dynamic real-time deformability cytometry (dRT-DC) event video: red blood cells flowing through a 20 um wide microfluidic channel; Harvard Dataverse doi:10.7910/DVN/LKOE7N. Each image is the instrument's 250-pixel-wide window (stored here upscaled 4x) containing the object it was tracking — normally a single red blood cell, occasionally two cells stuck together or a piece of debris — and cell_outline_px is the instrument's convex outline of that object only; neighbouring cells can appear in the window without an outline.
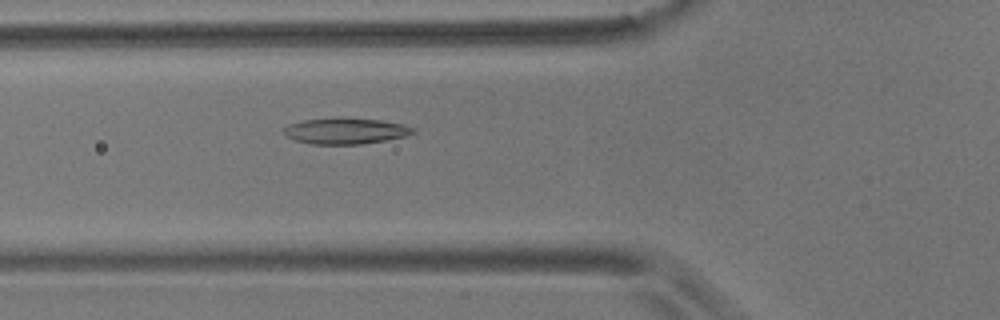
{"species": "common noctule bat (a hibernating species)", "species_latin": "Nyctalus noctula", "temperature_condition": "room temperature", "stored_images_in_passage": 56, "camera_frame_rate_fps": 3000, "um_per_image_px": 0.085, "animal": {"sex": "male", "body_mass_g": 17.9}, "frame": {"image": 1, "passage_image": 20, "time_ms": 6.333, "image_size_px": [1000, 320], "cell_outline_px": [[416, 132], [404, 136], [384, 140], [360, 144], [312, 144], [296, 140], [288, 136], [284, 132], [284, 128], [288, 124], [304, 120], [336, 116], [340, 116], [380, 120], [404, 124], [416, 128]], "centroid_in_image_um": [29.39, 11.1], "position_along_channel_um": 96.4, "area_um2": 19.83}}
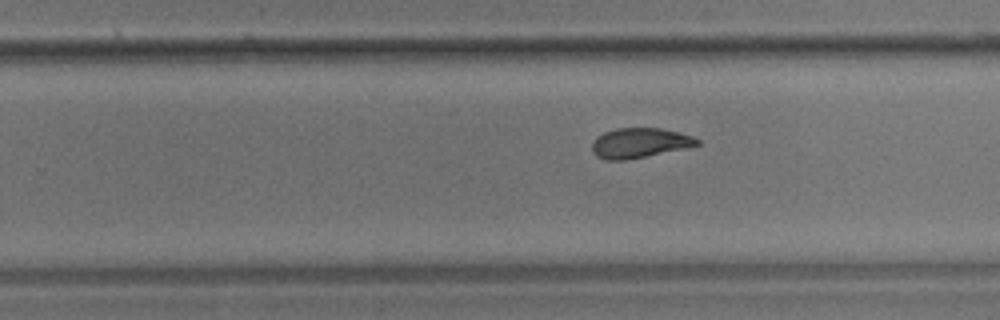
{"frame": {"image": 2, "passage_image": 35, "time_ms": 11.333, "image_size_px": [1000, 320], "cell_outline_px": [[700, 144], [684, 148], [624, 160], [608, 160], [596, 156], [592, 152], [592, 144], [596, 136], [604, 132], [616, 128], [660, 128], [692, 136], [700, 140]], "centroid_in_image_um": [54.32, 12.14], "position_along_channel_um": 275.5, "area_um2": 18.03}}
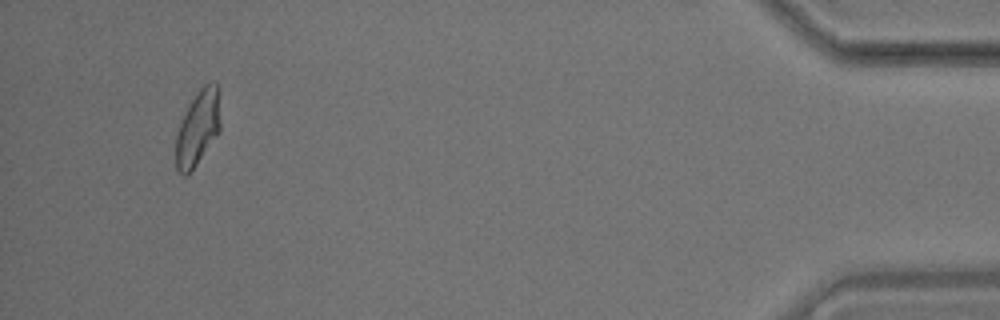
{"frame": {"image": 3, "passage_image": 53, "time_ms": 17.333, "image_size_px": [1000, 320], "cell_outline_px": [[220, 132], [196, 164], [184, 176], [176, 168], [176, 136], [180, 124], [192, 100], [200, 88], [204, 84], [216, 84], [220, 120]], "centroid_in_image_um": [16.81, 10.91], "position_along_channel_um": 418.4, "area_um2": 18.73}, "authors_computed_cell_mechanics": {"area_um2": 19.5653, "velocity_mm_per_s": 3.5757, "shape_relaxation_time_tau1_ms": 5.2989, "shape_relaxation_time_tau2_ms": 2.0549, "deformation_change_tau1": 0.1773, "deformation_change_tau2": 0.0667}}